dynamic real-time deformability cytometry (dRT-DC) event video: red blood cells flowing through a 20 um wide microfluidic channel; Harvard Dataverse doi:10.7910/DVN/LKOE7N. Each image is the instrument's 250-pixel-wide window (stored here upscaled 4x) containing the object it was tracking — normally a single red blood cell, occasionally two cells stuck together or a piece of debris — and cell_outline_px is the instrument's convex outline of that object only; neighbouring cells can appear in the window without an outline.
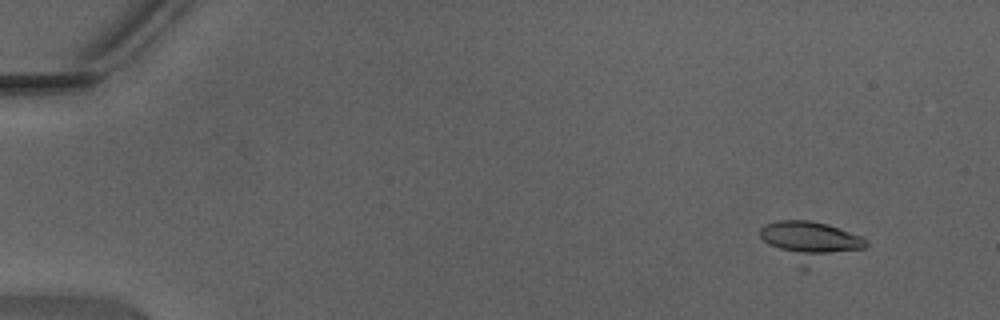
{"species": "Egyptian fruit bat (a non-hibernating species)", "species_latin": "Rousettus aegyptiacus", "temperature_condition": "warm", "stored_images_in_passage": 41, "camera_frame_rate_fps": 3000, "um_per_image_px": 0.085, "animal": {"sex": "male"}, "frame": {"image": 1, "passage_image": 5, "time_ms": 1.333, "image_size_px": [1000, 320], "cell_outline_px": [[868, 244], [864, 248], [804, 272], [796, 268], [768, 244], [760, 236], [760, 228], [764, 224], [776, 220], [808, 220], [828, 224], [864, 236], [868, 240]], "centroid_in_image_um": [68.89, 20.58], "position_along_channel_um": 16.1, "area_um2": 25.66}}
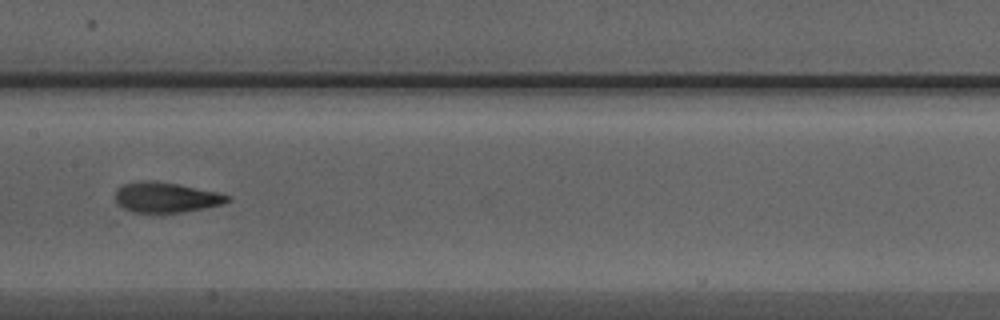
{"frame": {"image": 2, "passage_image": 26, "time_ms": 8.333, "image_size_px": [1000, 320], "cell_outline_px": [[232, 200], [224, 204], [184, 212], [132, 212], [124, 208], [116, 200], [116, 188], [124, 184], [148, 180], [176, 184], [216, 192], [232, 196]], "centroid_in_image_um": [14.15, 16.78], "position_along_channel_um": 193.3, "area_um2": 19.48}}
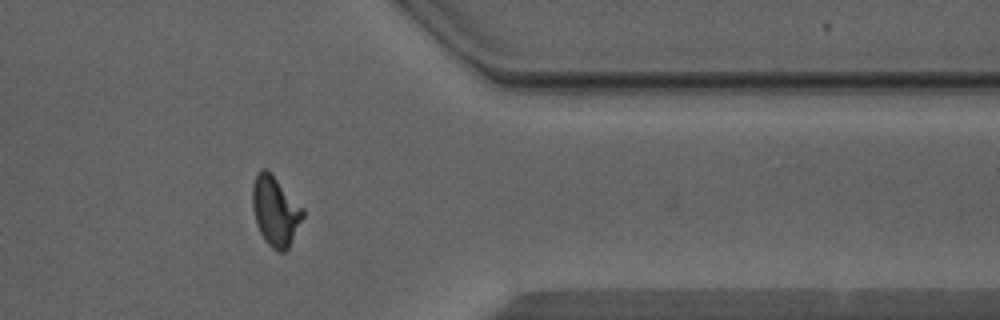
{"frame": {"image": 3, "passage_image": 40, "time_ms": 13.0, "image_size_px": [1000, 320], "cell_outline_px": [[304, 216], [288, 248], [284, 252], [276, 252], [264, 240], [256, 224], [252, 208], [252, 184], [256, 172], [260, 168], [264, 168], [304, 208]], "centroid_in_image_um": [23.38, 17.96], "position_along_channel_um": 388.0, "area_um2": 20.35}, "authors_computed_cell_mechanics": {"area_um2": 19.7098, "velocity_mm_per_s": 4.4188, "shape_relaxation_time_tau1_ms": 6.1084, "shape_relaxation_time_tau2_ms": 0.5978, "deformation_change_tau1": 0.2171, "deformation_change_tau2": 0.0786}}